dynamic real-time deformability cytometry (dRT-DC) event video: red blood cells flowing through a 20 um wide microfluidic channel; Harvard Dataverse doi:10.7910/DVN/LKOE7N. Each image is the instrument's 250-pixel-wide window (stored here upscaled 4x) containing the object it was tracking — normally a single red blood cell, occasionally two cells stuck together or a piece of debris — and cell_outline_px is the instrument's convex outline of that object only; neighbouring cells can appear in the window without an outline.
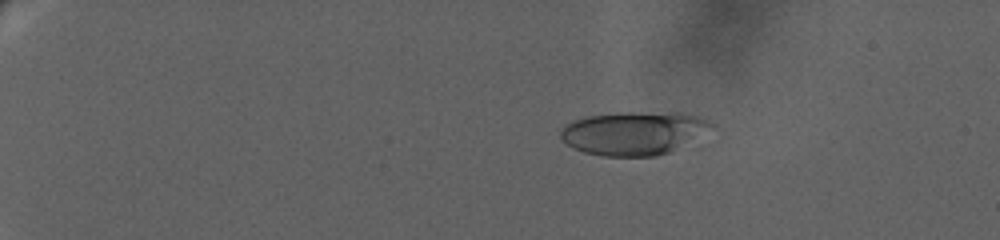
{"species": "human", "species_latin": "Homo sapiens", "temperature_condition": "warm", "stored_images_in_passage": 85, "camera_frame_rate_fps": 3000, "um_per_image_px": 0.085, "donor": {"sex": "female"}, "frame": {"image": 1, "passage_image": 15, "time_ms": 5.333, "image_size_px": [1000, 240], "cell_outline_px": [[716, 124], [668, 152], [656, 156], [600, 156], [584, 152], [568, 144], [560, 136], [560, 128], [564, 124], [588, 116], [620, 112], [680, 112], [696, 116], [708, 120]], "centroid_in_image_um": [53.79, 11.29], "position_along_channel_um": 31.2, "area_um2": 37.51}}
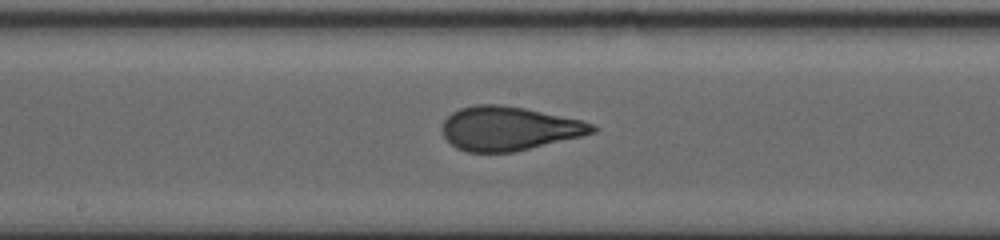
{"frame": {"image": 2, "passage_image": 53, "time_ms": 15.0, "image_size_px": [1000, 240], "cell_outline_px": [[600, 128], [596, 132], [584, 136], [512, 152], [468, 152], [456, 148], [444, 136], [440, 128], [444, 120], [452, 112], [460, 108], [476, 104], [500, 104], [524, 108], [580, 120], [592, 124]], "centroid_in_image_um": [43.25, 10.92], "position_along_channel_um": 204.9, "area_um2": 38.44}}
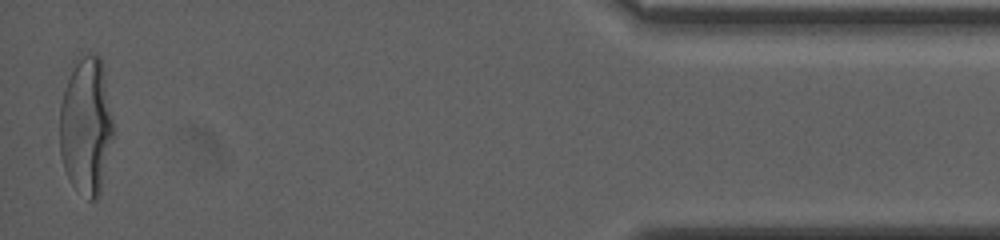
{"frame": {"image": 3, "passage_image": 85, "time_ms": 24.333, "image_size_px": [1000, 240], "cell_outline_px": [[112, 140], [100, 192], [96, 200], [88, 200], [72, 184], [64, 168], [60, 156], [60, 104], [68, 80], [80, 52], [88, 48], [96, 52], [100, 56], [104, 72], [112, 116]], "centroid_in_image_um": [7.32, 10.63], "position_along_channel_um": 427.9, "area_um2": 43.0}, "authors_computed_cell_mechanics": {"area_um2": 38.0902, "velocity_mm_per_s": 3.0339, "shape_relaxation_time_tau1_ms": 9.1214, "shape_relaxation_time_tau2_ms": null, "deformation_change_tau1": 0.2797, "deformation_change_tau2": null}}